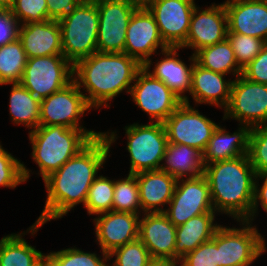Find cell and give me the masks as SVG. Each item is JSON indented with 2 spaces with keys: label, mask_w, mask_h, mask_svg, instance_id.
Here are the masks:
<instances>
[{
  "label": "cell",
  "mask_w": 267,
  "mask_h": 266,
  "mask_svg": "<svg viewBox=\"0 0 267 266\" xmlns=\"http://www.w3.org/2000/svg\"><path fill=\"white\" fill-rule=\"evenodd\" d=\"M117 137L116 131L103 132L43 180L47 198L44 209L35 222L44 225L48 221L63 218L81 203L85 205L88 190L98 176V171L103 169L110 156L111 145Z\"/></svg>",
  "instance_id": "6da1fadb"
},
{
  "label": "cell",
  "mask_w": 267,
  "mask_h": 266,
  "mask_svg": "<svg viewBox=\"0 0 267 266\" xmlns=\"http://www.w3.org/2000/svg\"><path fill=\"white\" fill-rule=\"evenodd\" d=\"M143 66L125 53L95 52L73 65V80L94 110L108 108L124 90L130 93L137 72Z\"/></svg>",
  "instance_id": "7a4b0ae2"
},
{
  "label": "cell",
  "mask_w": 267,
  "mask_h": 266,
  "mask_svg": "<svg viewBox=\"0 0 267 266\" xmlns=\"http://www.w3.org/2000/svg\"><path fill=\"white\" fill-rule=\"evenodd\" d=\"M213 209L237 223L251 217L256 173L248 155L205 164Z\"/></svg>",
  "instance_id": "3957f363"
},
{
  "label": "cell",
  "mask_w": 267,
  "mask_h": 266,
  "mask_svg": "<svg viewBox=\"0 0 267 266\" xmlns=\"http://www.w3.org/2000/svg\"><path fill=\"white\" fill-rule=\"evenodd\" d=\"M28 133L32 145L31 157L44 180L103 132L51 125L39 126Z\"/></svg>",
  "instance_id": "277c9868"
},
{
  "label": "cell",
  "mask_w": 267,
  "mask_h": 266,
  "mask_svg": "<svg viewBox=\"0 0 267 266\" xmlns=\"http://www.w3.org/2000/svg\"><path fill=\"white\" fill-rule=\"evenodd\" d=\"M59 24L62 53L72 65L97 52L99 12L95 0H82Z\"/></svg>",
  "instance_id": "5b68a950"
},
{
  "label": "cell",
  "mask_w": 267,
  "mask_h": 266,
  "mask_svg": "<svg viewBox=\"0 0 267 266\" xmlns=\"http://www.w3.org/2000/svg\"><path fill=\"white\" fill-rule=\"evenodd\" d=\"M124 130L130 156L129 174L159 170L168 144L163 123H133Z\"/></svg>",
  "instance_id": "8992f818"
},
{
  "label": "cell",
  "mask_w": 267,
  "mask_h": 266,
  "mask_svg": "<svg viewBox=\"0 0 267 266\" xmlns=\"http://www.w3.org/2000/svg\"><path fill=\"white\" fill-rule=\"evenodd\" d=\"M240 228L220 226L217 229L219 266H251L266 252L265 235L248 221H239Z\"/></svg>",
  "instance_id": "52a82bcc"
},
{
  "label": "cell",
  "mask_w": 267,
  "mask_h": 266,
  "mask_svg": "<svg viewBox=\"0 0 267 266\" xmlns=\"http://www.w3.org/2000/svg\"><path fill=\"white\" fill-rule=\"evenodd\" d=\"M73 80V65L63 55L27 58L20 83L42 100Z\"/></svg>",
  "instance_id": "ba28073f"
},
{
  "label": "cell",
  "mask_w": 267,
  "mask_h": 266,
  "mask_svg": "<svg viewBox=\"0 0 267 266\" xmlns=\"http://www.w3.org/2000/svg\"><path fill=\"white\" fill-rule=\"evenodd\" d=\"M233 119L251 128L267 124V85L235 77L223 120Z\"/></svg>",
  "instance_id": "9c48e42d"
},
{
  "label": "cell",
  "mask_w": 267,
  "mask_h": 266,
  "mask_svg": "<svg viewBox=\"0 0 267 266\" xmlns=\"http://www.w3.org/2000/svg\"><path fill=\"white\" fill-rule=\"evenodd\" d=\"M168 143L184 144L203 153L219 124L182 102L163 122Z\"/></svg>",
  "instance_id": "30bf717a"
},
{
  "label": "cell",
  "mask_w": 267,
  "mask_h": 266,
  "mask_svg": "<svg viewBox=\"0 0 267 266\" xmlns=\"http://www.w3.org/2000/svg\"><path fill=\"white\" fill-rule=\"evenodd\" d=\"M92 108L83 92L72 80L62 89L41 100L39 126H65L73 129H86L80 121L84 113Z\"/></svg>",
  "instance_id": "8fae6325"
},
{
  "label": "cell",
  "mask_w": 267,
  "mask_h": 266,
  "mask_svg": "<svg viewBox=\"0 0 267 266\" xmlns=\"http://www.w3.org/2000/svg\"><path fill=\"white\" fill-rule=\"evenodd\" d=\"M132 101L149 116L150 122L163 123L183 102L162 81L142 67L136 74L130 93Z\"/></svg>",
  "instance_id": "7c38bea8"
},
{
  "label": "cell",
  "mask_w": 267,
  "mask_h": 266,
  "mask_svg": "<svg viewBox=\"0 0 267 266\" xmlns=\"http://www.w3.org/2000/svg\"><path fill=\"white\" fill-rule=\"evenodd\" d=\"M166 207L163 213L176 227L194 216L216 213L204 175L177 180L171 201Z\"/></svg>",
  "instance_id": "4fadbf2b"
},
{
  "label": "cell",
  "mask_w": 267,
  "mask_h": 266,
  "mask_svg": "<svg viewBox=\"0 0 267 266\" xmlns=\"http://www.w3.org/2000/svg\"><path fill=\"white\" fill-rule=\"evenodd\" d=\"M99 12L97 52L124 53L126 30L136 8L125 0H95Z\"/></svg>",
  "instance_id": "5bb4252c"
},
{
  "label": "cell",
  "mask_w": 267,
  "mask_h": 266,
  "mask_svg": "<svg viewBox=\"0 0 267 266\" xmlns=\"http://www.w3.org/2000/svg\"><path fill=\"white\" fill-rule=\"evenodd\" d=\"M195 6V0H155L148 7L169 47H180L186 41Z\"/></svg>",
  "instance_id": "9a60e30c"
},
{
  "label": "cell",
  "mask_w": 267,
  "mask_h": 266,
  "mask_svg": "<svg viewBox=\"0 0 267 266\" xmlns=\"http://www.w3.org/2000/svg\"><path fill=\"white\" fill-rule=\"evenodd\" d=\"M158 48L163 51L169 46L163 41L153 14L148 8L136 9L126 30L124 53L143 66Z\"/></svg>",
  "instance_id": "2e32d148"
},
{
  "label": "cell",
  "mask_w": 267,
  "mask_h": 266,
  "mask_svg": "<svg viewBox=\"0 0 267 266\" xmlns=\"http://www.w3.org/2000/svg\"><path fill=\"white\" fill-rule=\"evenodd\" d=\"M228 24L224 3H212L201 9L195 6L186 41L180 49L191 48L195 54L200 49L222 42L227 38Z\"/></svg>",
  "instance_id": "e0dca14e"
},
{
  "label": "cell",
  "mask_w": 267,
  "mask_h": 266,
  "mask_svg": "<svg viewBox=\"0 0 267 266\" xmlns=\"http://www.w3.org/2000/svg\"><path fill=\"white\" fill-rule=\"evenodd\" d=\"M140 214L109 211L93 219L96 242L104 253L132 242L139 237Z\"/></svg>",
  "instance_id": "ac0fdd59"
},
{
  "label": "cell",
  "mask_w": 267,
  "mask_h": 266,
  "mask_svg": "<svg viewBox=\"0 0 267 266\" xmlns=\"http://www.w3.org/2000/svg\"><path fill=\"white\" fill-rule=\"evenodd\" d=\"M179 47H169L166 50L161 51L164 57L152 62L150 58L143 67L150 73L154 78L162 81L169 89H171L183 102L190 104L188 96L185 93L190 94L191 79H192V68L195 63V56L189 57L190 65H186L185 62L180 58L177 51ZM152 63H156L153 70L150 71Z\"/></svg>",
  "instance_id": "d6986e66"
},
{
  "label": "cell",
  "mask_w": 267,
  "mask_h": 266,
  "mask_svg": "<svg viewBox=\"0 0 267 266\" xmlns=\"http://www.w3.org/2000/svg\"><path fill=\"white\" fill-rule=\"evenodd\" d=\"M228 33L252 36L267 42V1L226 0Z\"/></svg>",
  "instance_id": "ffe728a7"
},
{
  "label": "cell",
  "mask_w": 267,
  "mask_h": 266,
  "mask_svg": "<svg viewBox=\"0 0 267 266\" xmlns=\"http://www.w3.org/2000/svg\"><path fill=\"white\" fill-rule=\"evenodd\" d=\"M141 216L138 239L151 258L174 259L176 226L163 212L143 213Z\"/></svg>",
  "instance_id": "44dd1931"
},
{
  "label": "cell",
  "mask_w": 267,
  "mask_h": 266,
  "mask_svg": "<svg viewBox=\"0 0 267 266\" xmlns=\"http://www.w3.org/2000/svg\"><path fill=\"white\" fill-rule=\"evenodd\" d=\"M18 39L27 58L63 55L59 21L46 20L20 25Z\"/></svg>",
  "instance_id": "7402d4cb"
},
{
  "label": "cell",
  "mask_w": 267,
  "mask_h": 266,
  "mask_svg": "<svg viewBox=\"0 0 267 266\" xmlns=\"http://www.w3.org/2000/svg\"><path fill=\"white\" fill-rule=\"evenodd\" d=\"M200 66L196 61L192 68L190 95L195 104H209L226 109L230 101L231 79Z\"/></svg>",
  "instance_id": "603a6c76"
},
{
  "label": "cell",
  "mask_w": 267,
  "mask_h": 266,
  "mask_svg": "<svg viewBox=\"0 0 267 266\" xmlns=\"http://www.w3.org/2000/svg\"><path fill=\"white\" fill-rule=\"evenodd\" d=\"M143 213L164 212L174 193L177 179L161 170L135 174Z\"/></svg>",
  "instance_id": "cb8c5ba5"
},
{
  "label": "cell",
  "mask_w": 267,
  "mask_h": 266,
  "mask_svg": "<svg viewBox=\"0 0 267 266\" xmlns=\"http://www.w3.org/2000/svg\"><path fill=\"white\" fill-rule=\"evenodd\" d=\"M238 125V129L233 133L220 124L217 126L202 153L204 164L248 155L251 127Z\"/></svg>",
  "instance_id": "d4e9b609"
},
{
  "label": "cell",
  "mask_w": 267,
  "mask_h": 266,
  "mask_svg": "<svg viewBox=\"0 0 267 266\" xmlns=\"http://www.w3.org/2000/svg\"><path fill=\"white\" fill-rule=\"evenodd\" d=\"M218 213H203L190 218L186 223L176 227L174 260H181L188 252L211 240L221 226L215 219Z\"/></svg>",
  "instance_id": "484cf974"
},
{
  "label": "cell",
  "mask_w": 267,
  "mask_h": 266,
  "mask_svg": "<svg viewBox=\"0 0 267 266\" xmlns=\"http://www.w3.org/2000/svg\"><path fill=\"white\" fill-rule=\"evenodd\" d=\"M42 226L35 222L26 231L11 233L1 245L0 266H46V254L23 238L28 233L34 236Z\"/></svg>",
  "instance_id": "4316f807"
},
{
  "label": "cell",
  "mask_w": 267,
  "mask_h": 266,
  "mask_svg": "<svg viewBox=\"0 0 267 266\" xmlns=\"http://www.w3.org/2000/svg\"><path fill=\"white\" fill-rule=\"evenodd\" d=\"M162 162L159 170L174 176L177 180L204 175L202 152L188 145L168 143Z\"/></svg>",
  "instance_id": "83f0119b"
},
{
  "label": "cell",
  "mask_w": 267,
  "mask_h": 266,
  "mask_svg": "<svg viewBox=\"0 0 267 266\" xmlns=\"http://www.w3.org/2000/svg\"><path fill=\"white\" fill-rule=\"evenodd\" d=\"M9 97V115L15 125L35 130L40 123L41 100L36 98L21 83H12Z\"/></svg>",
  "instance_id": "f1b7e54d"
},
{
  "label": "cell",
  "mask_w": 267,
  "mask_h": 266,
  "mask_svg": "<svg viewBox=\"0 0 267 266\" xmlns=\"http://www.w3.org/2000/svg\"><path fill=\"white\" fill-rule=\"evenodd\" d=\"M195 61L202 67L221 73L232 74L234 77L242 75L230 42L226 38L222 42L204 47L195 54Z\"/></svg>",
  "instance_id": "f546056e"
},
{
  "label": "cell",
  "mask_w": 267,
  "mask_h": 266,
  "mask_svg": "<svg viewBox=\"0 0 267 266\" xmlns=\"http://www.w3.org/2000/svg\"><path fill=\"white\" fill-rule=\"evenodd\" d=\"M27 56L21 41H15L0 47V85L20 83Z\"/></svg>",
  "instance_id": "4dcf8cb0"
},
{
  "label": "cell",
  "mask_w": 267,
  "mask_h": 266,
  "mask_svg": "<svg viewBox=\"0 0 267 266\" xmlns=\"http://www.w3.org/2000/svg\"><path fill=\"white\" fill-rule=\"evenodd\" d=\"M85 252L75 246L46 254V266H109V256L103 251ZM98 255V256H97ZM102 257V259H101Z\"/></svg>",
  "instance_id": "1f68e13d"
},
{
  "label": "cell",
  "mask_w": 267,
  "mask_h": 266,
  "mask_svg": "<svg viewBox=\"0 0 267 266\" xmlns=\"http://www.w3.org/2000/svg\"><path fill=\"white\" fill-rule=\"evenodd\" d=\"M112 211L142 214L139 188L134 174L114 181Z\"/></svg>",
  "instance_id": "d6a6232c"
},
{
  "label": "cell",
  "mask_w": 267,
  "mask_h": 266,
  "mask_svg": "<svg viewBox=\"0 0 267 266\" xmlns=\"http://www.w3.org/2000/svg\"><path fill=\"white\" fill-rule=\"evenodd\" d=\"M114 180L100 174L94 179L84 205L89 216L112 211Z\"/></svg>",
  "instance_id": "836d02e7"
},
{
  "label": "cell",
  "mask_w": 267,
  "mask_h": 266,
  "mask_svg": "<svg viewBox=\"0 0 267 266\" xmlns=\"http://www.w3.org/2000/svg\"><path fill=\"white\" fill-rule=\"evenodd\" d=\"M32 171L11 153L6 151L0 142V186L10 189L27 182Z\"/></svg>",
  "instance_id": "e575fe53"
},
{
  "label": "cell",
  "mask_w": 267,
  "mask_h": 266,
  "mask_svg": "<svg viewBox=\"0 0 267 266\" xmlns=\"http://www.w3.org/2000/svg\"><path fill=\"white\" fill-rule=\"evenodd\" d=\"M109 260L115 256L109 266H148L152 259L144 244L136 239L113 250L108 254Z\"/></svg>",
  "instance_id": "d590c367"
},
{
  "label": "cell",
  "mask_w": 267,
  "mask_h": 266,
  "mask_svg": "<svg viewBox=\"0 0 267 266\" xmlns=\"http://www.w3.org/2000/svg\"><path fill=\"white\" fill-rule=\"evenodd\" d=\"M227 39L242 70L262 51L266 44V41L262 39L239 33L227 32Z\"/></svg>",
  "instance_id": "8d00e7d4"
},
{
  "label": "cell",
  "mask_w": 267,
  "mask_h": 266,
  "mask_svg": "<svg viewBox=\"0 0 267 266\" xmlns=\"http://www.w3.org/2000/svg\"><path fill=\"white\" fill-rule=\"evenodd\" d=\"M248 157L256 175L267 174V125L251 128Z\"/></svg>",
  "instance_id": "74e56055"
},
{
  "label": "cell",
  "mask_w": 267,
  "mask_h": 266,
  "mask_svg": "<svg viewBox=\"0 0 267 266\" xmlns=\"http://www.w3.org/2000/svg\"><path fill=\"white\" fill-rule=\"evenodd\" d=\"M10 9L20 25L48 20L46 0H14Z\"/></svg>",
  "instance_id": "f35d334b"
},
{
  "label": "cell",
  "mask_w": 267,
  "mask_h": 266,
  "mask_svg": "<svg viewBox=\"0 0 267 266\" xmlns=\"http://www.w3.org/2000/svg\"><path fill=\"white\" fill-rule=\"evenodd\" d=\"M180 263L181 266H219L217 230L211 240L188 252Z\"/></svg>",
  "instance_id": "ab89813d"
},
{
  "label": "cell",
  "mask_w": 267,
  "mask_h": 266,
  "mask_svg": "<svg viewBox=\"0 0 267 266\" xmlns=\"http://www.w3.org/2000/svg\"><path fill=\"white\" fill-rule=\"evenodd\" d=\"M242 75L247 80L267 85V42L262 51L243 69Z\"/></svg>",
  "instance_id": "60d3db41"
},
{
  "label": "cell",
  "mask_w": 267,
  "mask_h": 266,
  "mask_svg": "<svg viewBox=\"0 0 267 266\" xmlns=\"http://www.w3.org/2000/svg\"><path fill=\"white\" fill-rule=\"evenodd\" d=\"M19 22L9 8H0V47L18 38Z\"/></svg>",
  "instance_id": "b9f144b4"
},
{
  "label": "cell",
  "mask_w": 267,
  "mask_h": 266,
  "mask_svg": "<svg viewBox=\"0 0 267 266\" xmlns=\"http://www.w3.org/2000/svg\"><path fill=\"white\" fill-rule=\"evenodd\" d=\"M263 180V184L260 186L259 180ZM260 186V187H259ZM259 204L265 212H267V174L256 175L255 179V189H254V201L251 209V217L247 220L248 222H253L258 216Z\"/></svg>",
  "instance_id": "7bdbcfd3"
},
{
  "label": "cell",
  "mask_w": 267,
  "mask_h": 266,
  "mask_svg": "<svg viewBox=\"0 0 267 266\" xmlns=\"http://www.w3.org/2000/svg\"><path fill=\"white\" fill-rule=\"evenodd\" d=\"M82 0H46L48 20L59 21L73 10Z\"/></svg>",
  "instance_id": "ee69618b"
},
{
  "label": "cell",
  "mask_w": 267,
  "mask_h": 266,
  "mask_svg": "<svg viewBox=\"0 0 267 266\" xmlns=\"http://www.w3.org/2000/svg\"><path fill=\"white\" fill-rule=\"evenodd\" d=\"M148 266H181L180 260L152 258Z\"/></svg>",
  "instance_id": "f6af8a7d"
},
{
  "label": "cell",
  "mask_w": 267,
  "mask_h": 266,
  "mask_svg": "<svg viewBox=\"0 0 267 266\" xmlns=\"http://www.w3.org/2000/svg\"><path fill=\"white\" fill-rule=\"evenodd\" d=\"M136 9L148 8L155 0H125Z\"/></svg>",
  "instance_id": "bcb514c9"
},
{
  "label": "cell",
  "mask_w": 267,
  "mask_h": 266,
  "mask_svg": "<svg viewBox=\"0 0 267 266\" xmlns=\"http://www.w3.org/2000/svg\"><path fill=\"white\" fill-rule=\"evenodd\" d=\"M14 0H0V8H11Z\"/></svg>",
  "instance_id": "7dc6e473"
},
{
  "label": "cell",
  "mask_w": 267,
  "mask_h": 266,
  "mask_svg": "<svg viewBox=\"0 0 267 266\" xmlns=\"http://www.w3.org/2000/svg\"><path fill=\"white\" fill-rule=\"evenodd\" d=\"M10 234L3 236V238L0 240V250H1V245L3 243V241L9 236Z\"/></svg>",
  "instance_id": "c3c4849f"
}]
</instances>
